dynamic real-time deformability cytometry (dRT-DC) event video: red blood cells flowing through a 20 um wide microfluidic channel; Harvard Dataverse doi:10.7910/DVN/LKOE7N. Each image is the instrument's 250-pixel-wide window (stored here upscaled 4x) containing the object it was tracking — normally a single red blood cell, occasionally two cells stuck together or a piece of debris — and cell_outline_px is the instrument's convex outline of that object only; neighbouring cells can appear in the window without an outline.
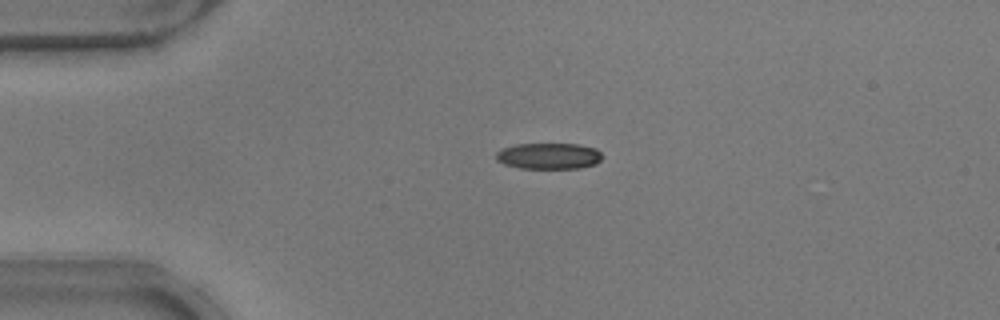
{"species": "common noctule bat (a hibernating species)", "species_latin": "Nyctalus noctula", "temperature_condition": "warm", "stored_images_in_passage": 37, "camera_frame_rate_fps": 3000, "um_per_image_px": 0.085, "animal": {"sex": "male", "body_mass_g": 17.9}, "frame": {"image": 1, "passage_image": 2, "time_ms": 0.333, "image_size_px": [1000, 320], "cell_outline_px": [[604, 156], [596, 164], [580, 168], [520, 168], [504, 164], [496, 160], [496, 152], [504, 148], [516, 144], [580, 144], [596, 148]], "centroid_in_image_um": [46.68, 13.26], "position_along_channel_um": 38.3, "area_um2": 16.24}}
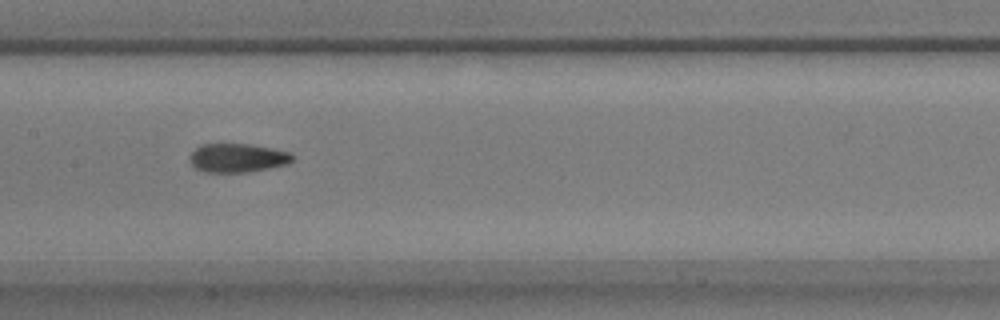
{"frame": {"image": 2, "passage_image": 16, "time_ms": 5.0, "image_size_px": [1000, 320], "cell_outline_px": [[296, 156], [288, 164], [248, 172], [208, 172], [196, 168], [192, 164], [188, 156], [200, 144], [252, 144], [272, 148], [288, 152]], "centroid_in_image_um": [20.2, 13.41], "position_along_channel_um": 187.2, "area_um2": 17.22}}
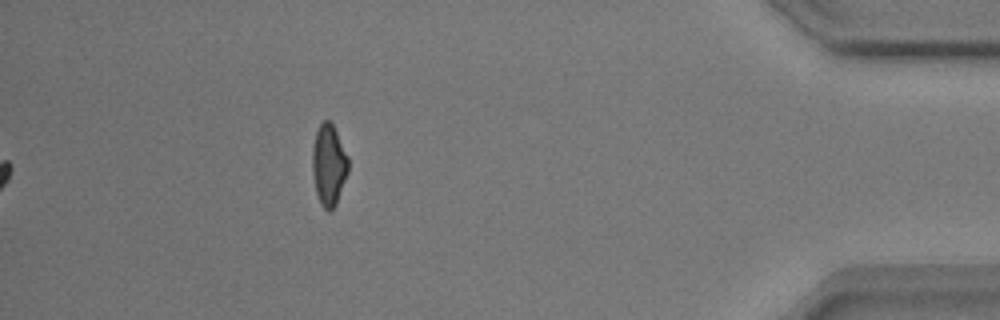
{"frame": {"image": 3, "passage_image": 37, "time_ms": 12.0, "image_size_px": [1000, 320], "cell_outline_px": [[348, 172], [336, 204], [328, 212], [320, 204], [316, 192], [312, 172], [312, 148], [316, 132], [320, 124], [324, 120], [328, 120], [332, 124], [348, 156]], "centroid_in_image_um": [27.93, 14.03], "position_along_channel_um": 407.3, "area_um2": 16.88}, "authors_computed_cell_mechanics": {"area_um2": 17.2244, "velocity_mm_per_s": 3.8522, "shape_relaxation_time_tau1_ms": 4.7606, "shape_relaxation_time_tau2_ms": 1.8071, "deformation_change_tau1": 0.1656, "deformation_change_tau2": 0.0838}}